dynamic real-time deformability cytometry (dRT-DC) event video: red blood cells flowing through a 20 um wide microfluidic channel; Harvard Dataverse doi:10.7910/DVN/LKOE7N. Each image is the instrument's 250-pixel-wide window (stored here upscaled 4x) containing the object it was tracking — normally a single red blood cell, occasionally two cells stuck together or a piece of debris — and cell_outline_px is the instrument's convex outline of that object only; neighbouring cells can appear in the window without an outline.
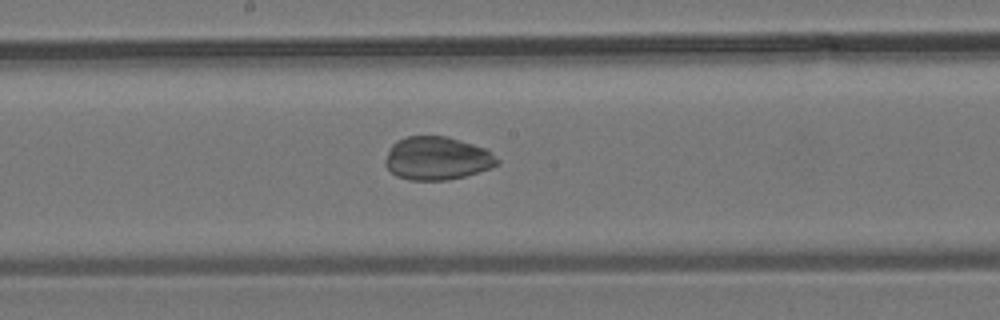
{"species": "common noctule bat (a hibernating species)", "species_latin": "Nyctalus noctula", "temperature_condition": "room temperature", "stored_images_in_passage": 9, "segment_of_instrument_passage": [2, 2], "camera_frame_rate_fps": 3000, "um_per_image_px": 0.085, "animal": {"sex": "male", "body_mass_g": 19.2, "forearm_length_mm": 51.8}, "frame": {"image": 1, "passage_image": 9, "time_ms": 10.333, "image_size_px": [1000, 320], "cell_outline_px": [[500, 164], [492, 168], [464, 176], [448, 180], [408, 180], [396, 176], [384, 164], [384, 160], [392, 144], [396, 140], [408, 136], [444, 136], [488, 148], [500, 160]], "centroid_in_image_um": [37.18, 13.46], "position_along_channel_um": 211.0, "area_um2": 28.44}}